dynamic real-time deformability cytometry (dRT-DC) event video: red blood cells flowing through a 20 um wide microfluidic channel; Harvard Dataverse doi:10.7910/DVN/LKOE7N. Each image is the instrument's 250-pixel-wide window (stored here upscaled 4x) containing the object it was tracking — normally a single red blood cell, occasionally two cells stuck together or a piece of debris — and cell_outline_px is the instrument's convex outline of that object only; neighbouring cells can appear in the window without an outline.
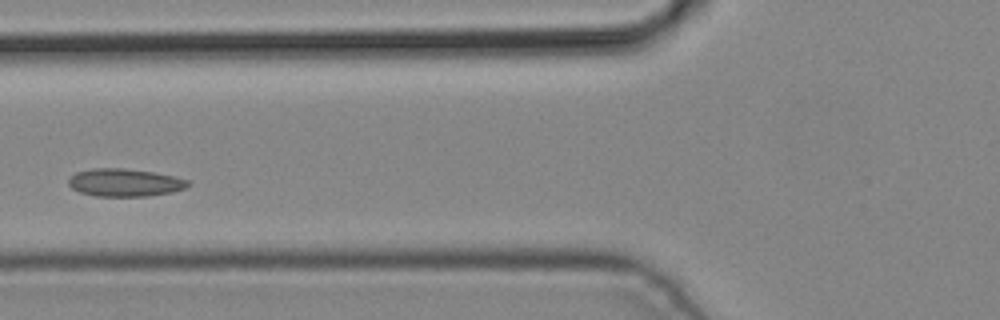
{"species": "common noctule bat (a hibernating species)", "species_latin": "Nyctalus noctula", "temperature_condition": "cold", "stored_images_in_passage": 2, "camera_frame_rate_fps": 3000, "um_per_image_px": 0.085, "animal": {"sex": "male", "body_mass_g": 19.2, "forearm_length_mm": 51.8}, "frame": {"image": 1, "passage_image": 2, "time_ms": 0.333, "image_size_px": [1000, 320], "cell_outline_px": [[192, 184], [184, 188], [172, 192], [148, 196], [96, 196], [80, 192], [72, 188], [68, 184], [68, 180], [76, 172], [92, 168], [124, 168], [152, 172], [192, 180]], "centroid_in_image_um": [10.63, 15.52], "position_along_channel_um": 115.2, "area_um2": 19.36}}